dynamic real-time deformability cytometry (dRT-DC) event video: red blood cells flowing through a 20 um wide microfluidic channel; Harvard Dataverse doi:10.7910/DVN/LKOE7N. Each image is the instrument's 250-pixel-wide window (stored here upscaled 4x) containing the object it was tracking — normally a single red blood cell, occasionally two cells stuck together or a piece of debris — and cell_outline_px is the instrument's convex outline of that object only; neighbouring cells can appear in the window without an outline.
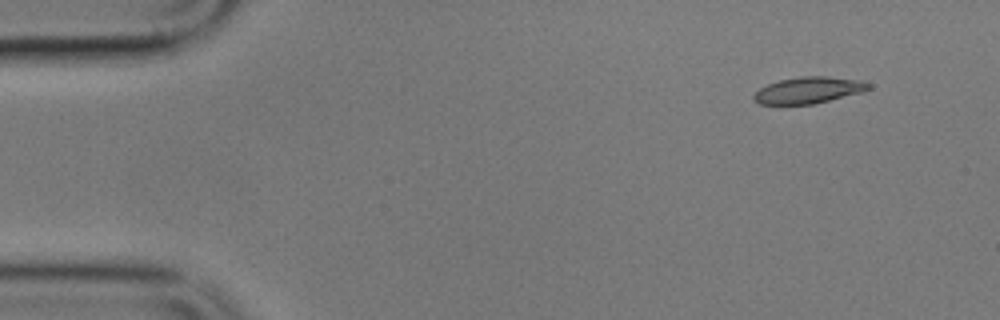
{"species": "common noctule bat (a hibernating species)", "species_latin": "Nyctalus noctula", "temperature_condition": "cold", "stored_images_in_passage": 6, "segment_of_instrument_passage": [1, 2], "camera_frame_rate_fps": 3000, "um_per_image_px": 0.085, "animal": {"sex": "male", "body_mass_g": 17.9}, "frame": {"image": 1, "passage_image": 2, "time_ms": 1.333, "image_size_px": [1000, 320], "cell_outline_px": [[872, 88], [860, 92], [812, 104], [760, 104], [752, 100], [752, 96], [760, 88], [768, 84], [780, 80], [800, 76], [828, 76], [864, 80], [872, 84]], "centroid_in_image_um": [68.74, 7.65], "position_along_channel_um": 16.3, "area_um2": 17.69}}